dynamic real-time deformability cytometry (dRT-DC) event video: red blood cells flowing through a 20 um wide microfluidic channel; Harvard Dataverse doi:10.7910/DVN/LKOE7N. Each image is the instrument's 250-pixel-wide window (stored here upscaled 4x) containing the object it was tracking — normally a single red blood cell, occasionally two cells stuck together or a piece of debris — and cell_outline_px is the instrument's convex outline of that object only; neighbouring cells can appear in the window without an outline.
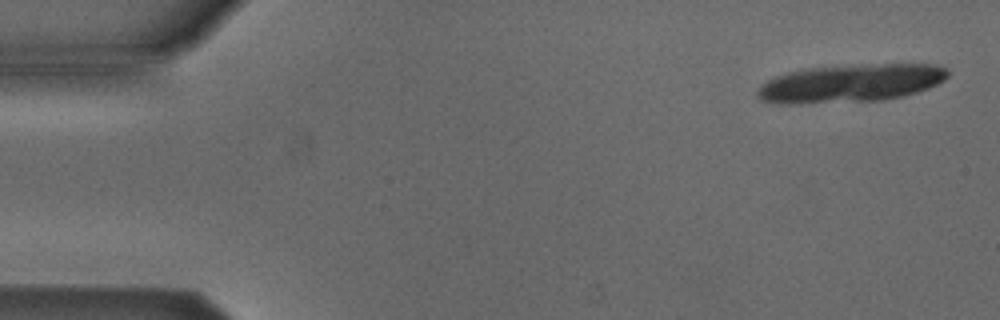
{"species": "Egyptian fruit bat (a non-hibernating species)", "species_latin": "Rousettus aegyptiacus", "temperature_condition": "cold", "stored_images_in_passage": 9, "camera_frame_rate_fps": 3000, "um_per_image_px": 0.085, "animal": {"sex": "male"}, "frame": {"image": 1, "passage_image": 1, "time_ms": 0.0, "image_size_px": [1000, 320], "cell_outline_px": [[948, 76], [944, 80], [928, 88], [916, 92], [900, 96], [880, 100], [800, 104], [780, 104], [760, 100], [756, 96], [756, 92], [760, 84], [776, 76], [788, 72], [804, 68], [860, 64], [936, 64], [948, 68]], "centroid_in_image_um": [72.26, 7.07], "position_along_channel_um": 12.7, "area_um2": 42.48}}
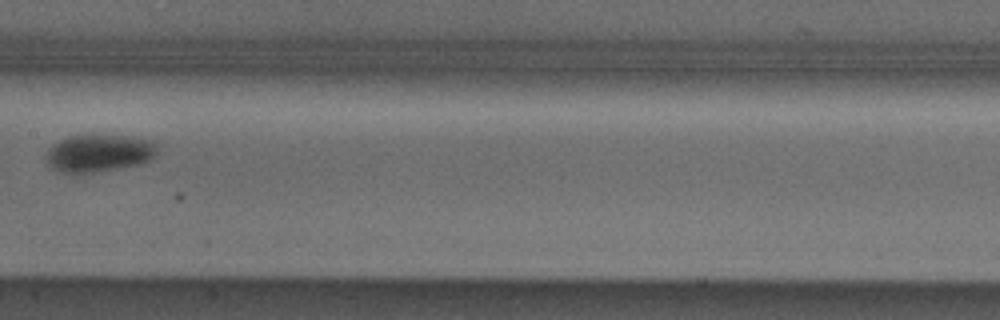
{"frame": {"image": 2, "passage_image": 8, "time_ms": 8.333, "image_size_px": [1000, 320], "cell_outline_px": [[156, 156], [140, 164], [92, 172], [64, 172], [52, 168], [48, 164], [48, 148], [52, 144], [68, 136], [88, 132], [92, 132], [128, 136], [152, 140], [156, 144]], "centroid_in_image_um": [8.42, 12.95], "position_along_channel_um": 199.0, "area_um2": 24.62}}
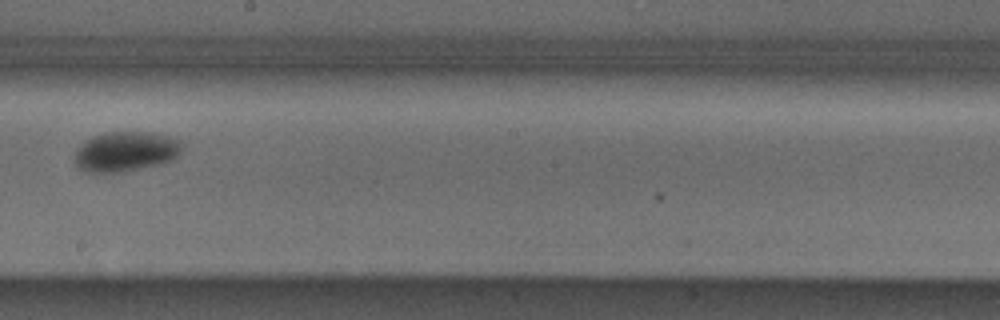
{"frame": {"image": 3, "passage_image": 9, "time_ms": 9.333, "image_size_px": [1000, 320], "cell_outline_px": [[184, 148], [172, 160], [160, 164], [120, 172], [88, 172], [72, 164], [72, 160], [76, 152], [92, 136], [104, 132], [152, 132], [168, 136], [180, 140]], "centroid_in_image_um": [10.69, 12.88], "position_along_channel_um": 237.5, "area_um2": 24.97}}